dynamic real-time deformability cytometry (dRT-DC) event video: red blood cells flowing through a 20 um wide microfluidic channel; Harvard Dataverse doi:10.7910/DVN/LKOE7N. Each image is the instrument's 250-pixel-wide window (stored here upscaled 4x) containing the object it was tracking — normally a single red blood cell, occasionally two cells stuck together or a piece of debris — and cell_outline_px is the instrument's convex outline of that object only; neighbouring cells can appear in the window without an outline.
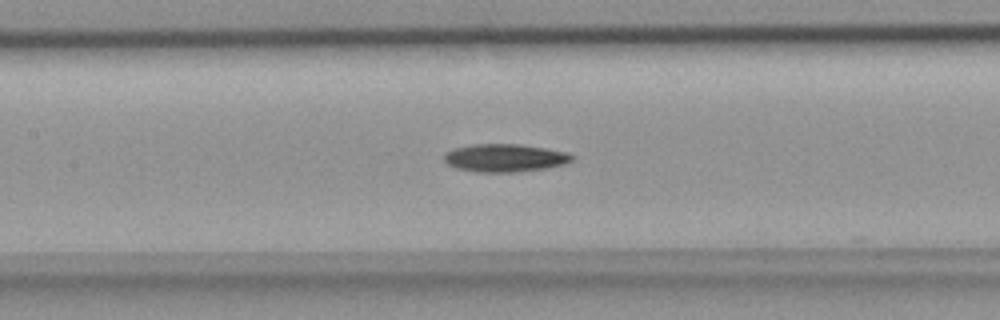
{"species": "common noctule bat (a hibernating species)", "species_latin": "Nyctalus noctula", "temperature_condition": "room temperature", "stored_images_in_passage": 33, "camera_frame_rate_fps": 3000, "um_per_image_px": 0.085, "animal": {"sex": "female", "body_mass_g": 18.4}, "frame": {"image": 1, "passage_image": 8, "time_ms": 2.333, "image_size_px": [1000, 320], "cell_outline_px": [[576, 156], [572, 160], [564, 164], [548, 168], [516, 172], [476, 172], [456, 168], [448, 164], [444, 160], [444, 152], [456, 148], [472, 144], [520, 144], [568, 152]], "centroid_in_image_um": [42.93, 13.42], "position_along_channel_um": 164.5, "area_um2": 20.92}}
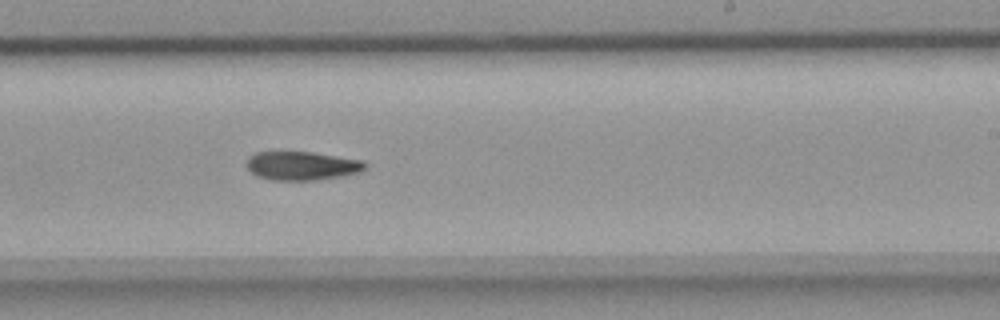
{"frame": {"image": 2, "passage_image": 15, "time_ms": 4.667, "image_size_px": [1000, 320], "cell_outline_px": [[368, 168], [360, 172], [344, 176], [316, 180], [272, 180], [256, 176], [244, 164], [248, 156], [256, 152], [312, 152], [360, 160], [368, 164]], "centroid_in_image_um": [25.65, 14.1], "position_along_channel_um": 263.3, "area_um2": 20.0}}
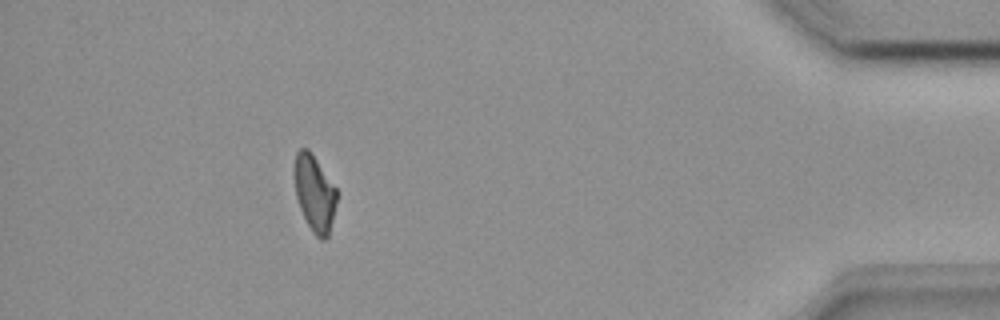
{"frame": {"image": 3, "passage_image": 29, "time_ms": 9.333, "image_size_px": [1000, 320], "cell_outline_px": [[336, 200], [332, 220], [328, 236], [324, 240], [320, 240], [316, 236], [308, 224], [300, 208], [296, 196], [292, 172], [292, 168], [296, 152], [300, 148], [308, 148], [312, 152], [336, 188]], "centroid_in_image_um": [26.69, 16.36], "position_along_channel_um": 408.5, "area_um2": 18.96}}